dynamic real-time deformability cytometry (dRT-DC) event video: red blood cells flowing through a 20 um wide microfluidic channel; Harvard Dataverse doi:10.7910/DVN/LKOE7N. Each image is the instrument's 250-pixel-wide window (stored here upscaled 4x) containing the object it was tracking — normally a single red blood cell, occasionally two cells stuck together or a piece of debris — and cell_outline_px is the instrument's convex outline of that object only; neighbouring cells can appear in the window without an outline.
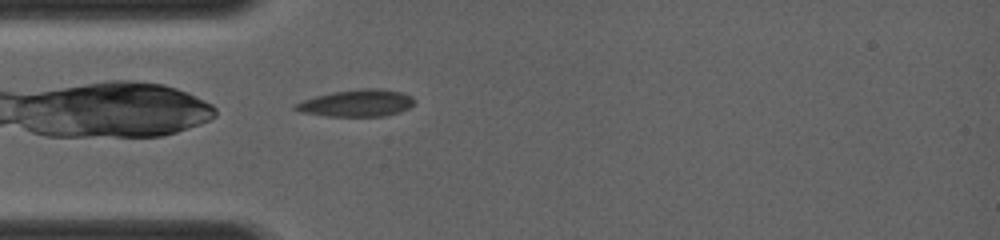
{"species": "common noctule bat (a hibernating species)", "species_latin": "Nyctalus noctula", "temperature_condition": "room temperature", "stored_images_in_passage": 41, "camera_frame_rate_fps": 4000, "um_per_image_px": 0.085, "animal": {"sex": "female", "body_mass_g": 19.0, "forearm_length_mm": 56.7}, "frame": {"image": 1, "passage_image": 2, "time_ms": 0.25, "image_size_px": [1000, 240], "cell_outline_px": [[412, 104], [408, 108], [400, 112], [384, 116], [328, 116], [300, 112], [292, 108], [292, 104], [316, 96], [336, 92], [368, 88], [380, 88], [400, 92], [412, 96]], "centroid_in_image_um": [30.29, 8.77], "position_along_channel_um": 54.7, "area_um2": 18.44}}
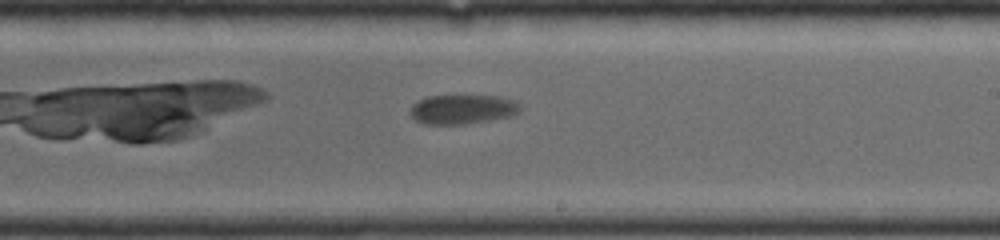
{"frame": {"image": 2, "passage_image": 19, "time_ms": 4.5, "image_size_px": [1000, 240], "cell_outline_px": [[520, 112], [508, 116], [492, 120], [464, 124], [424, 124], [416, 120], [412, 116], [412, 104], [428, 96], [496, 96], [512, 100], [520, 108]], "centroid_in_image_um": [39.29, 9.3], "position_along_channel_um": 249.7, "area_um2": 18.44}}
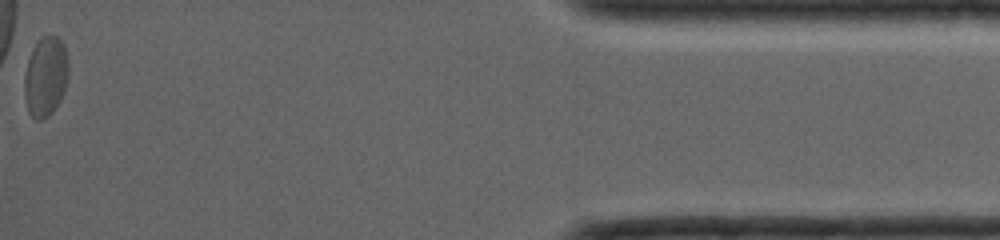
{"frame": {"image": 3, "passage_image": 41, "time_ms": 10.0, "image_size_px": [1000, 240], "cell_outline_px": [[68, 76], [64, 92], [60, 100], [52, 112], [48, 116], [40, 120], [36, 120], [28, 112], [24, 96], [24, 76], [28, 60], [32, 48], [36, 40], [40, 36], [56, 36], [64, 44], [68, 60]], "centroid_in_image_um": [3.87, 6.49], "position_along_channel_um": 431.3, "area_um2": 20.75}}